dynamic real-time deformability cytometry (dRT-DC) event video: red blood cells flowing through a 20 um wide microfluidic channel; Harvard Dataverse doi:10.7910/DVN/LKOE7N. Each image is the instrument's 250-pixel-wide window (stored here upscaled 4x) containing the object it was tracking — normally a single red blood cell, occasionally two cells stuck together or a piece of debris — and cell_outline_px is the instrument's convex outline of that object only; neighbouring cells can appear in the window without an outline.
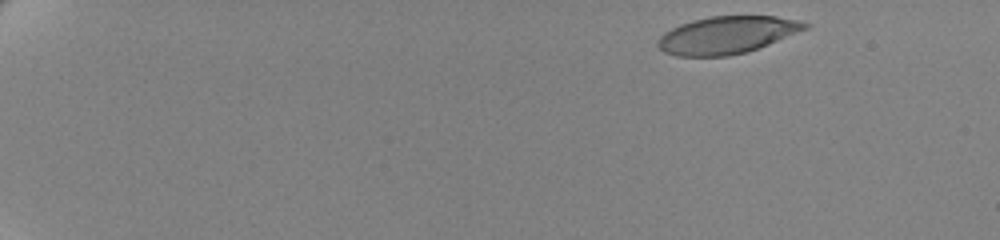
{"species": "human", "species_latin": "Homo sapiens", "temperature_condition": "cold", "stored_images_in_passage": 55, "camera_frame_rate_fps": 3000, "um_per_image_px": 0.085, "donor": {"sex": "female"}, "frame": {"image": 1, "passage_image": 2, "time_ms": 0.333, "image_size_px": [1000, 240], "cell_outline_px": [[812, 24], [808, 28], [748, 52], [728, 56], [676, 56], [664, 52], [656, 44], [656, 40], [664, 32], [680, 24], [692, 20], [712, 16], [776, 16], [796, 20]], "centroid_in_image_um": [61.76, 2.98], "position_along_channel_um": 23.2, "area_um2": 32.02}}
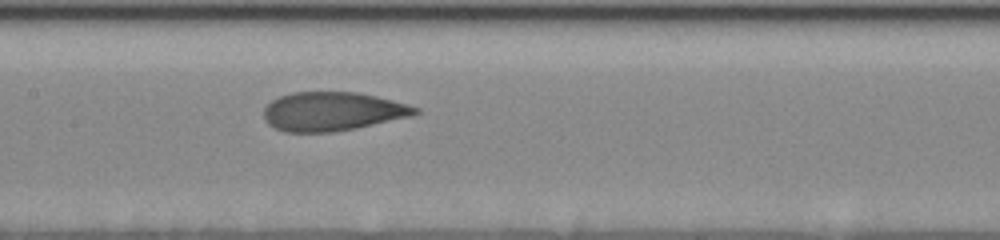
{"frame": {"image": 2, "passage_image": 28, "time_ms": 9.0, "image_size_px": [1000, 240], "cell_outline_px": [[420, 112], [416, 116], [356, 128], [332, 132], [284, 132], [268, 124], [264, 120], [264, 108], [272, 100], [280, 96], [292, 92], [356, 92], [376, 96], [408, 104], [420, 108]], "centroid_in_image_um": [28.3, 9.48], "position_along_channel_um": 179.1, "area_um2": 34.56}}
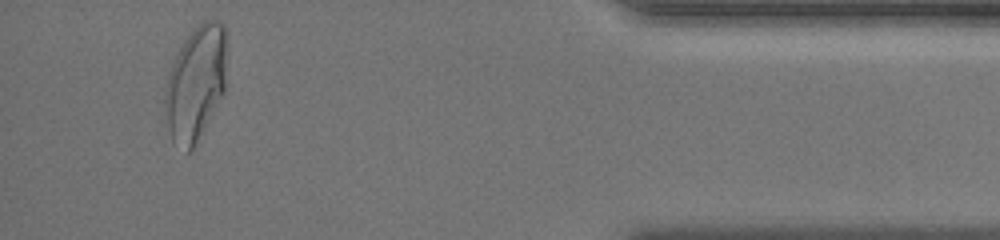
{"frame": {"image": 3, "passage_image": 52, "time_ms": 17.0, "image_size_px": [1000, 240], "cell_outline_px": [[228, 52], [224, 92], [192, 152], [188, 152], [172, 140], [168, 124], [164, 100], [164, 92], [168, 72], [184, 40], [204, 20], [216, 20], [224, 24], [228, 32]], "centroid_in_image_um": [16.69, 7.02], "position_along_channel_um": 418.5, "area_um2": 41.62}, "authors_computed_cell_mechanics": {"area_um2": 34.7956, "velocity_mm_per_s": 3.4846, "shape_relaxation_time_tau1_ms": 5.047, "shape_relaxation_time_tau2_ms": 0.8594, "deformation_change_tau1": 0.1883, "deformation_change_tau2": 0.0659}}